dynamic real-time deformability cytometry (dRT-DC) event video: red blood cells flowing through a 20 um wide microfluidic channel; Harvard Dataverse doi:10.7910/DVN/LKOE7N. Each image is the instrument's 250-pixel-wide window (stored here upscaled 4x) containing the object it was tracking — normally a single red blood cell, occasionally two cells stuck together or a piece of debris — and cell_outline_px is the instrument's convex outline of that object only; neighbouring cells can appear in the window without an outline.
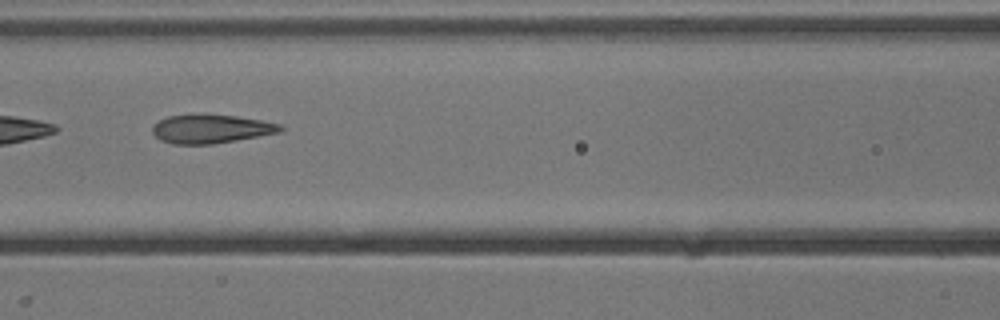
{"species": "common noctule bat (a hibernating species)", "species_latin": "Nyctalus noctula", "temperature_condition": "cold", "stored_images_in_passage": 8, "camera_frame_rate_fps": 3000, "um_per_image_px": 0.085, "animal": {"sex": "male", "body_mass_g": 13.3}, "frame": {"image": 1, "passage_image": 6, "time_ms": 6.667, "image_size_px": [1000, 320], "cell_outline_px": [[284, 128], [280, 132], [260, 136], [212, 144], [172, 144], [160, 140], [152, 132], [152, 124], [168, 116], [200, 112], [204, 112], [236, 116], [260, 120], [280, 124]], "centroid_in_image_um": [17.89, 10.92], "position_along_channel_um": 148.7, "area_um2": 21.91}}
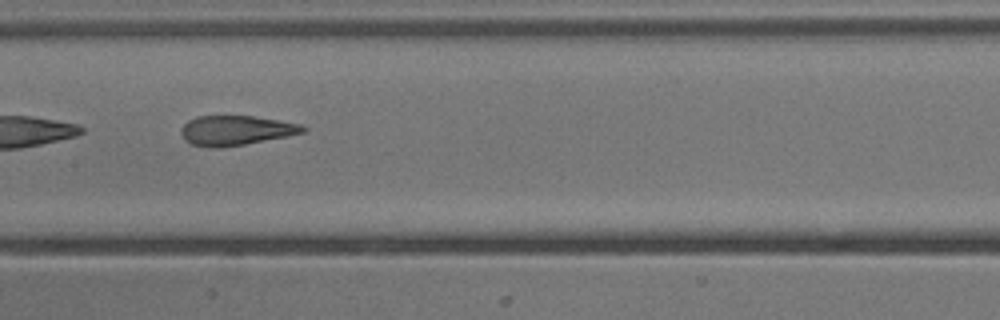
{"frame": {"image": 2, "passage_image": 7, "time_ms": 7.667, "image_size_px": [1000, 320], "cell_outline_px": [[308, 132], [288, 136], [244, 144], [220, 148], [208, 148], [192, 144], [180, 132], [180, 128], [188, 120], [196, 116], [252, 116], [300, 124], [308, 128]], "centroid_in_image_um": [20.07, 11.09], "position_along_channel_um": 187.3, "area_um2": 21.04}}
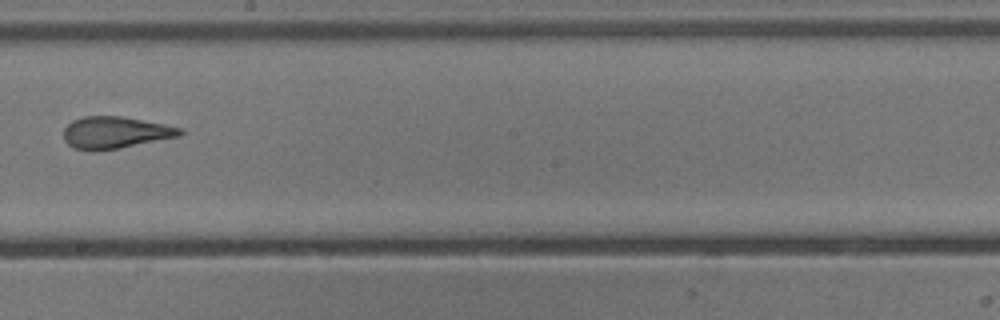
{"frame": {"image": 3, "passage_image": 8, "time_ms": 9.0, "image_size_px": [1000, 320], "cell_outline_px": [[184, 132], [180, 136], [120, 148], [92, 152], [72, 148], [64, 140], [64, 128], [72, 120], [84, 116], [120, 116], [164, 124], [184, 128]], "centroid_in_image_um": [9.78, 11.28], "position_along_channel_um": 238.4, "area_um2": 21.85}}